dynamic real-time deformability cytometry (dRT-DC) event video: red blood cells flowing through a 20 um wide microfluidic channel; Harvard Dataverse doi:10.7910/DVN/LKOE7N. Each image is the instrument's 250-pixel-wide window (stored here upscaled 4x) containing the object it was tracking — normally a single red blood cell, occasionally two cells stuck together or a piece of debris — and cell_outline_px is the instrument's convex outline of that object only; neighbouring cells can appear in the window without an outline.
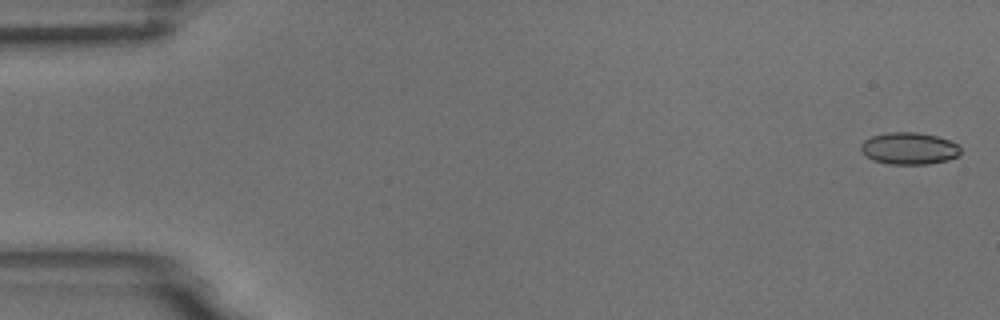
{"species": "common noctule bat (a hibernating species)", "species_latin": "Nyctalus noctula", "temperature_condition": "room temperature", "stored_images_in_passage": 5, "camera_frame_rate_fps": 3000, "um_per_image_px": 0.085, "animal": {"sex": "male", "body_mass_g": 18.8}, "frame": {"image": 1, "passage_image": 1, "time_ms": 0.0, "image_size_px": [1000, 320], "cell_outline_px": [[960, 152], [956, 156], [948, 160], [928, 164], [888, 164], [872, 160], [864, 156], [860, 148], [860, 144], [864, 140], [872, 136], [888, 132], [916, 132], [936, 136], [948, 140], [956, 144], [960, 148]], "centroid_in_image_um": [77.22, 12.62], "position_along_channel_um": 7.8, "area_um2": 18.61}}
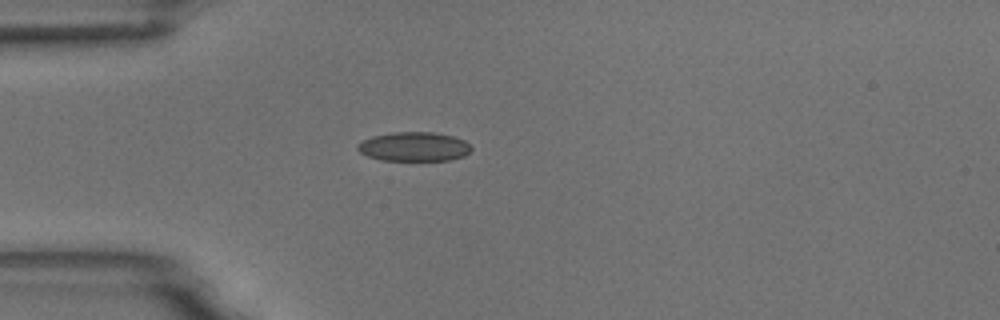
{"frame": {"image": 2, "passage_image": 5, "time_ms": 1.333, "image_size_px": [1000, 320], "cell_outline_px": [[472, 148], [464, 156], [452, 160], [380, 160], [368, 156], [360, 152], [356, 148], [356, 144], [372, 136], [392, 132], [432, 132], [452, 136], [464, 140]], "centroid_in_image_um": [35.17, 12.46], "position_along_channel_um": 49.8, "area_um2": 19.31}}